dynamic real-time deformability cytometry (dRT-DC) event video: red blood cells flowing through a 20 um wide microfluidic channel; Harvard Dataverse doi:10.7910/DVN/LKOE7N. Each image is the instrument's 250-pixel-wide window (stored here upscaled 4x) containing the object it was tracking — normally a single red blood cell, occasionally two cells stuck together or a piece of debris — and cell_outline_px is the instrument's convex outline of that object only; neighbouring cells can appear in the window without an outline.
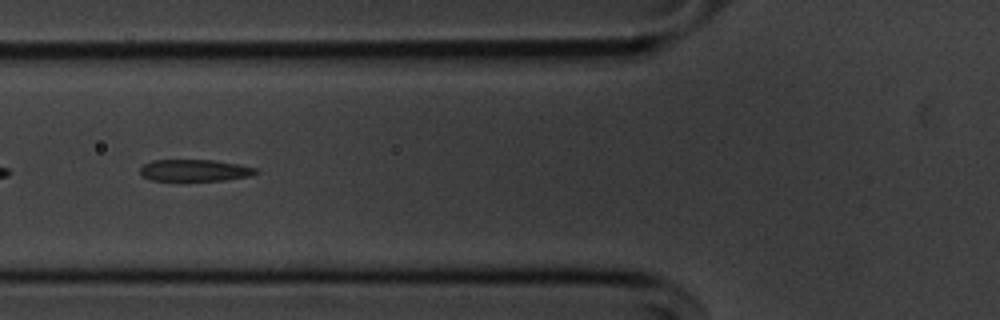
{"species": "common noctule bat (a hibernating species)", "species_latin": "Nyctalus noctula", "temperature_condition": "cold", "stored_images_in_passage": 41, "camera_frame_rate_fps": 3000, "um_per_image_px": 0.085, "animal": {"sex": "male", "body_mass_g": 20.1, "forearm_length_mm": 53.5}, "frame": {"image": 1, "passage_image": 16, "time_ms": 5.0, "image_size_px": [1000, 320], "cell_outline_px": [[260, 172], [252, 176], [224, 180], [152, 180], [144, 176], [140, 172], [140, 168], [144, 164], [152, 160], [212, 160], [240, 164], [256, 168]], "centroid_in_image_um": [16.61, 14.47], "position_along_channel_um": 109.2, "area_um2": 14.62}}
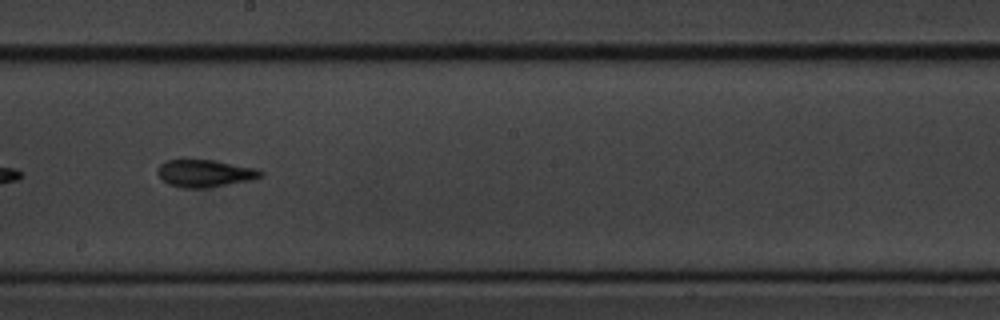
{"frame": {"image": 2, "passage_image": 26, "time_ms": 8.333, "image_size_px": [1000, 320], "cell_outline_px": [[264, 176], [252, 180], [204, 188], [184, 188], [168, 184], [156, 172], [156, 168], [164, 160], [212, 160], [256, 168], [264, 172]], "centroid_in_image_um": [17.42, 14.73], "position_along_channel_um": 230.8, "area_um2": 16.42}}
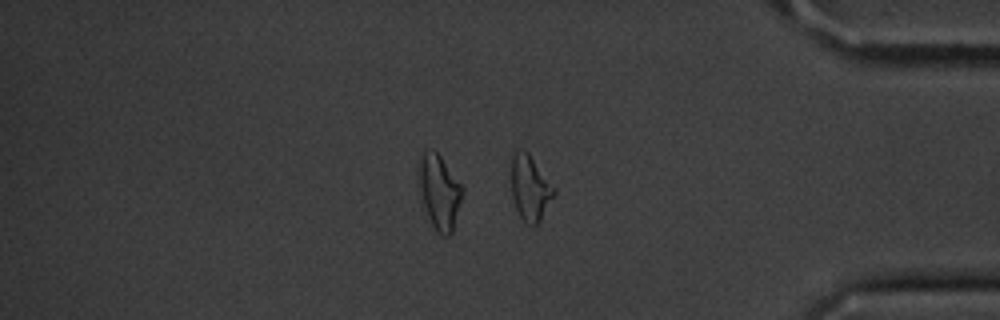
{"frame": {"image": 3, "passage_image": 41, "time_ms": 13.333, "image_size_px": [1000, 320], "cell_outline_px": [[556, 192], [540, 220], [532, 228], [520, 216], [516, 208], [512, 196], [512, 156], [520, 148], [528, 152], [556, 188]], "centroid_in_image_um": [45.07, 15.98], "position_along_channel_um": 390.1, "area_um2": 16.13}, "authors_computed_cell_mechanics": {"area_um2": 15.606, "velocity_mm_per_s": 3.6333, "shape_relaxation_time_tau1_ms": 4.202, "shape_relaxation_time_tau2_ms": 2.6034, "deformation_change_tau1": 0.1441, "deformation_change_tau2": 0.1211}}